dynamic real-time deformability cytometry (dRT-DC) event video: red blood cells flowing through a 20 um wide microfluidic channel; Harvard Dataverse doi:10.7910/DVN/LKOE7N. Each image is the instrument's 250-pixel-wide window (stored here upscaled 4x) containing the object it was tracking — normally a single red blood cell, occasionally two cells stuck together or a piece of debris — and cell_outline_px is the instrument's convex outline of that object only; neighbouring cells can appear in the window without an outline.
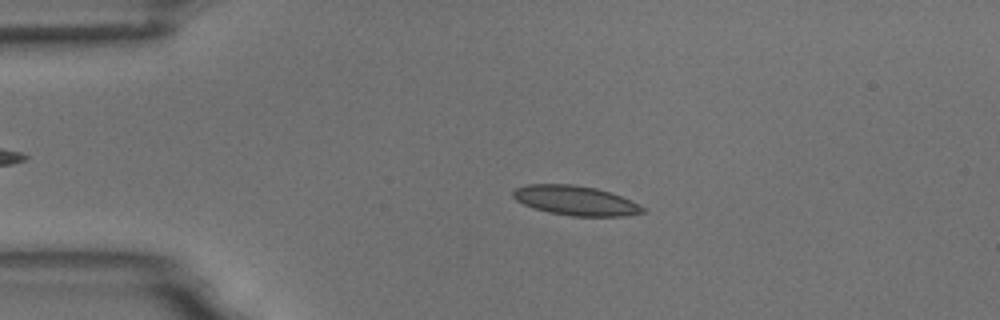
{"species": "common noctule bat (a hibernating species)", "species_latin": "Nyctalus noctula", "temperature_condition": "room temperature", "stored_images_in_passage": 54, "camera_frame_rate_fps": 3000, "um_per_image_px": 0.085, "animal": {"sex": "male", "body_mass_g": 18.8}, "frame": {"image": 1, "passage_image": 11, "time_ms": 3.333, "image_size_px": [1000, 320], "cell_outline_px": [[644, 212], [624, 216], [572, 216], [548, 212], [532, 208], [516, 200], [512, 196], [512, 192], [516, 188], [528, 184], [572, 184], [596, 188], [632, 200], [644, 208]], "centroid_in_image_um": [48.89, 17.04], "position_along_channel_um": 36.1, "area_um2": 22.25}}
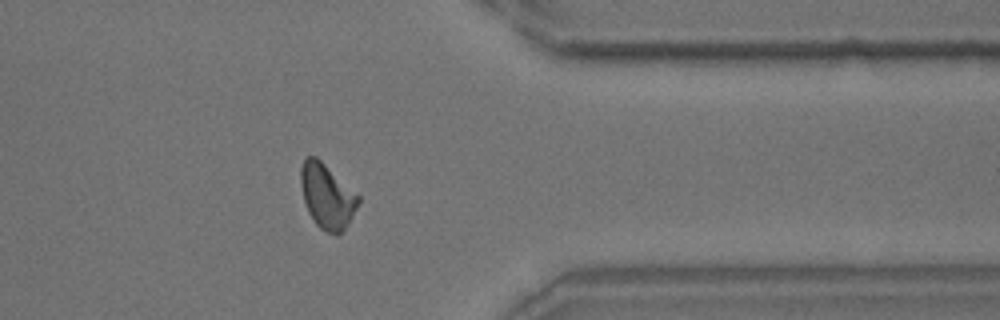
{"frame": {"image": 2, "passage_image": 43, "time_ms": 14.0, "image_size_px": [1000, 320], "cell_outline_px": [[360, 204], [348, 224], [336, 236], [320, 228], [316, 224], [308, 212], [304, 200], [300, 184], [300, 168], [304, 160], [308, 156], [316, 156], [360, 196]], "centroid_in_image_um": [27.8, 16.68], "position_along_channel_um": 383.6, "area_um2": 21.68}}
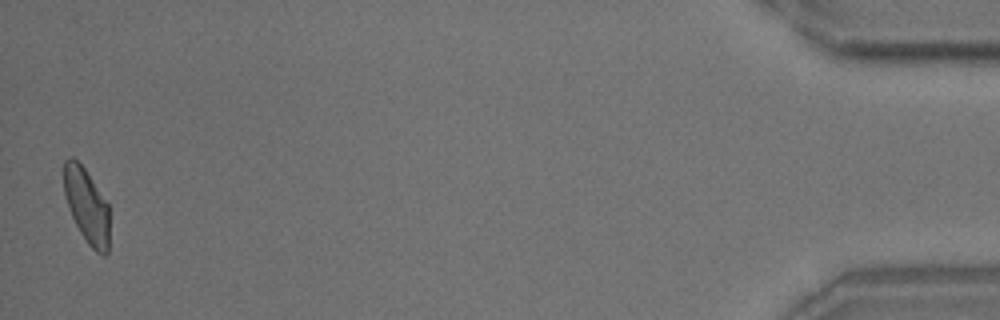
{"frame": {"image": 3, "passage_image": 53, "time_ms": 17.333, "image_size_px": [1000, 320], "cell_outline_px": [[108, 252], [104, 256], [96, 252], [88, 244], [80, 232], [72, 216], [64, 196], [64, 160], [72, 156], [84, 168], [108, 204]], "centroid_in_image_um": [7.35, 17.5], "position_along_channel_um": 427.8, "area_um2": 19.54}, "authors_computed_cell_mechanics": {"area_um2": 21.3282, "velocity_mm_per_s": 3.7113, "shape_relaxation_time_tau1_ms": 9.9431, "shape_relaxation_time_tau2_ms": 2.4063, "deformation_change_tau1": 0.1775, "deformation_change_tau2": 0.0966}}